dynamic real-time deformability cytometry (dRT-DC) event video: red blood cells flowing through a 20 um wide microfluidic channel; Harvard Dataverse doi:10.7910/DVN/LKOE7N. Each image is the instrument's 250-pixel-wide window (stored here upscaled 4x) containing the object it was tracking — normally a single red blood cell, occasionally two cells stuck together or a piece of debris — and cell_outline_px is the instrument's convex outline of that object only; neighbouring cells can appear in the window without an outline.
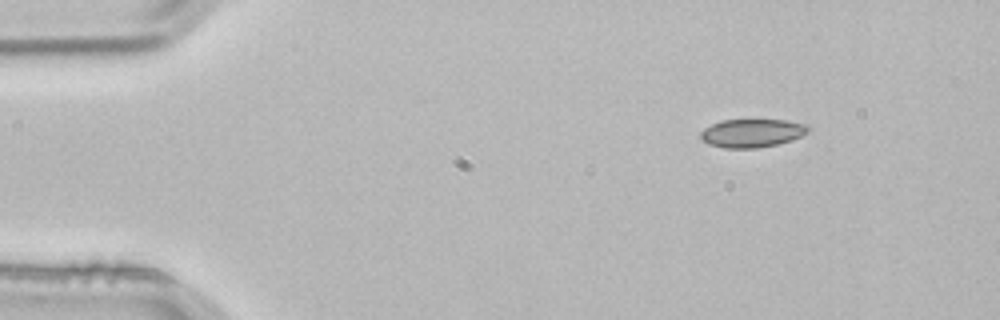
{"species": "common noctule bat (a hibernating species)", "species_latin": "Nyctalus noctula", "temperature_condition": "room temperature", "stored_images_in_passage": 3, "camera_frame_rate_fps": 3000, "um_per_image_px": 0.085, "animal": {"sex": "male", "body_mass_g": 21.5, "forearm_length_mm": 52.0}, "frame": {"image": 1, "passage_image": 1, "time_ms": 0.0, "image_size_px": [1000, 320], "cell_outline_px": [[812, 128], [808, 132], [792, 140], [776, 144], [756, 148], [724, 148], [708, 144], [700, 140], [700, 132], [704, 128], [720, 120], [788, 120], [808, 124]], "centroid_in_image_um": [63.92, 11.31], "position_along_channel_um": 21.1, "area_um2": 17.98}}
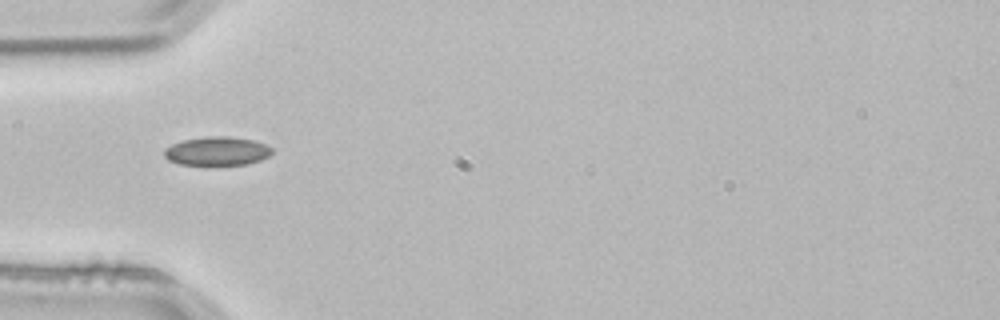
{"frame": {"image": 2, "passage_image": 3, "time_ms": 0.667, "image_size_px": [1000, 320], "cell_outline_px": [[272, 152], [268, 156], [260, 160], [248, 164], [180, 164], [168, 160], [164, 156], [164, 148], [172, 144], [184, 140], [208, 136], [228, 136], [252, 140], [264, 144], [272, 148]], "centroid_in_image_um": [18.43, 12.84], "position_along_channel_um": 66.6, "area_um2": 17.8}}